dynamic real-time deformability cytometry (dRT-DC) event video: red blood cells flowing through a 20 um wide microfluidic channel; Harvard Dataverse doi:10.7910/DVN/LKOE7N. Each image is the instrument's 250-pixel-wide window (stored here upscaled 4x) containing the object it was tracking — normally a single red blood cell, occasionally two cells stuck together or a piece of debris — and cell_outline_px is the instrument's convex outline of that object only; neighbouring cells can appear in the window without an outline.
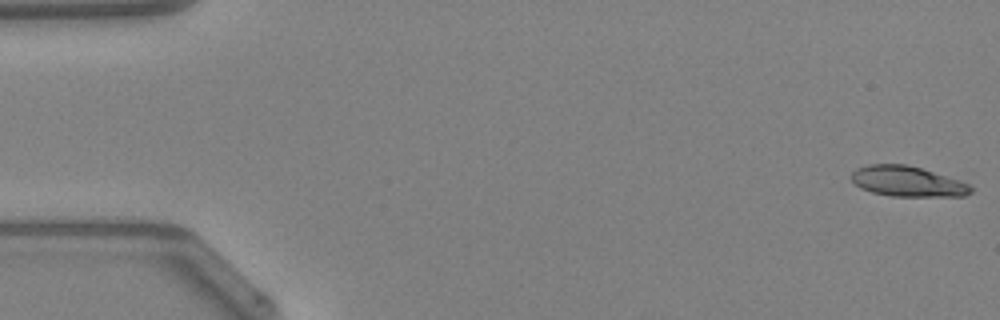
{"species": "Egyptian fruit bat (a non-hibernating species)", "species_latin": "Rousettus aegyptiacus", "temperature_condition": "warm", "stored_images_in_passage": 43, "camera_frame_rate_fps": 3000, "um_per_image_px": 0.085, "animal": {"sex": "female"}, "frame": {"image": 1, "passage_image": 1, "time_ms": 0.0, "image_size_px": [1000, 320], "cell_outline_px": [[972, 192], [964, 196], [892, 196], [872, 192], [860, 188], [852, 180], [852, 172], [856, 168], [868, 164], [904, 164], [920, 168], [960, 180], [968, 184], [972, 188]], "centroid_in_image_um": [77.12, 15.42], "position_along_channel_um": 7.9, "area_um2": 20.98}}
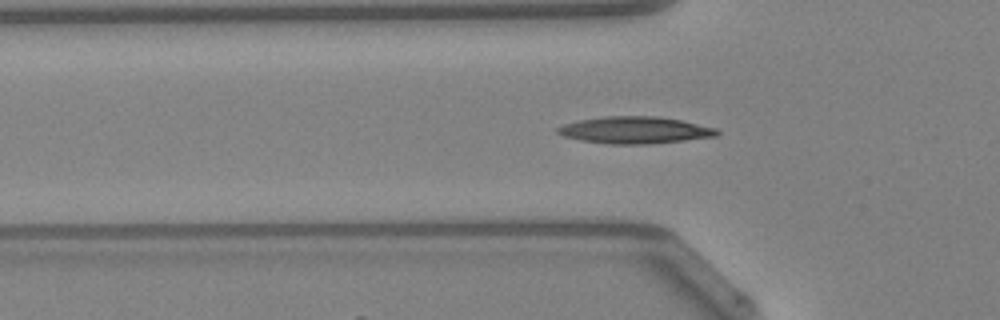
{"frame": {"image": 2, "passage_image": 16, "time_ms": 5.0, "image_size_px": [1000, 320], "cell_outline_px": [[720, 132], [716, 136], [652, 144], [608, 144], [580, 140], [564, 136], [556, 132], [556, 128], [564, 124], [580, 120], [604, 116], [660, 116], [680, 120], [716, 128]], "centroid_in_image_um": [53.95, 11.06], "position_along_channel_um": 71.8, "area_um2": 24.97}, "authors_computed_cell_mechanics": {"area_um2": 22.4264, "velocity_mm_per_s": 4.2629, "shape_relaxation_time_tau1_ms": 7.5303, "shape_relaxation_time_tau2_ms": 2.98, "deformation_change_tau1": 0.2275, "deformation_change_tau2": 0.1135}}